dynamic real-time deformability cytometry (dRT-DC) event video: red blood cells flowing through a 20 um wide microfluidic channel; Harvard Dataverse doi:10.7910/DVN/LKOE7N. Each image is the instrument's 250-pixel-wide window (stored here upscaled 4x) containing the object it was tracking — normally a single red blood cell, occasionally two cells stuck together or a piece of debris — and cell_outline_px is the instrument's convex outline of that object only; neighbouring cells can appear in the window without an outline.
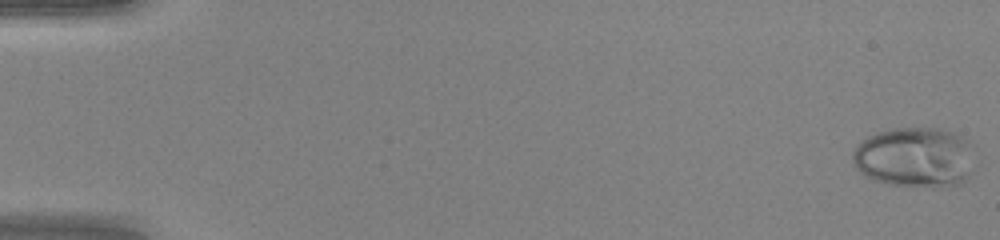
{"species": "human", "species_latin": "Homo sapiens", "temperature_condition": "warm", "stored_images_in_passage": 49, "camera_frame_rate_fps": 3000, "um_per_image_px": 0.085, "donor": {"sex": "female"}, "frame": {"image": 1, "passage_image": 1, "time_ms": 0.0, "image_size_px": [1000, 240], "cell_outline_px": [[976, 144], [968, 176], [960, 184], [932, 188], [888, 184], [864, 176], [856, 168], [852, 160], [852, 152], [856, 144], [868, 136], [892, 128], [940, 128], [952, 132]], "centroid_in_image_um": [77.77, 13.37], "position_along_channel_um": 7.2, "area_um2": 43.41}}
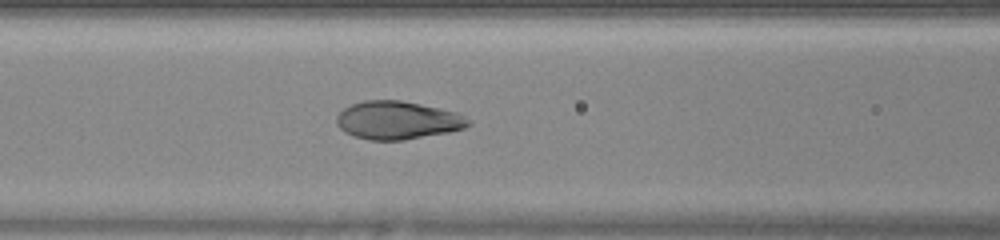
{"frame": {"image": 2, "passage_image": 22, "time_ms": 7.0, "image_size_px": [1000, 240], "cell_outline_px": [[472, 124], [464, 128], [448, 132], [404, 140], [368, 140], [352, 136], [344, 132], [336, 124], [336, 116], [344, 108], [352, 104], [364, 100], [400, 100], [420, 104], [456, 112], [464, 116]], "centroid_in_image_um": [33.75, 10.23], "position_along_channel_um": 132.8, "area_um2": 29.25}}
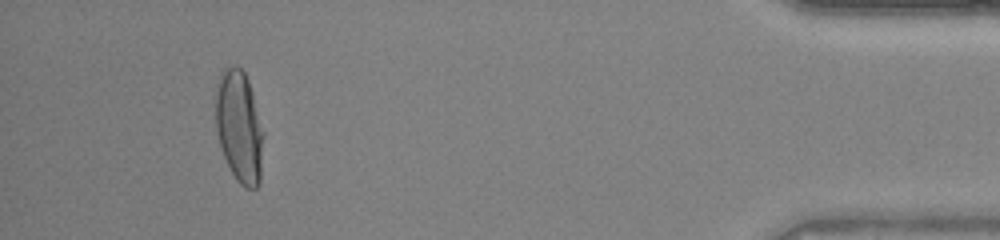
{"frame": {"image": 3, "passage_image": 46, "time_ms": 15.0, "image_size_px": [1000, 240], "cell_outline_px": [[264, 136], [260, 184], [256, 188], [244, 188], [236, 180], [220, 148], [216, 132], [216, 84], [220, 72], [224, 68], [240, 68], [244, 72], [248, 80], [252, 92], [264, 132]], "centroid_in_image_um": [20.34, 10.8], "position_along_channel_um": 414.9, "area_um2": 31.39}, "authors_computed_cell_mechanics": {"area_um2": 30.1716, "velocity_mm_per_s": 4.2666, "shape_relaxation_time_tau1_ms": 4.8151, "shape_relaxation_time_tau2_ms": null, "deformation_change_tau1": 0.2468, "deformation_change_tau2": null}}